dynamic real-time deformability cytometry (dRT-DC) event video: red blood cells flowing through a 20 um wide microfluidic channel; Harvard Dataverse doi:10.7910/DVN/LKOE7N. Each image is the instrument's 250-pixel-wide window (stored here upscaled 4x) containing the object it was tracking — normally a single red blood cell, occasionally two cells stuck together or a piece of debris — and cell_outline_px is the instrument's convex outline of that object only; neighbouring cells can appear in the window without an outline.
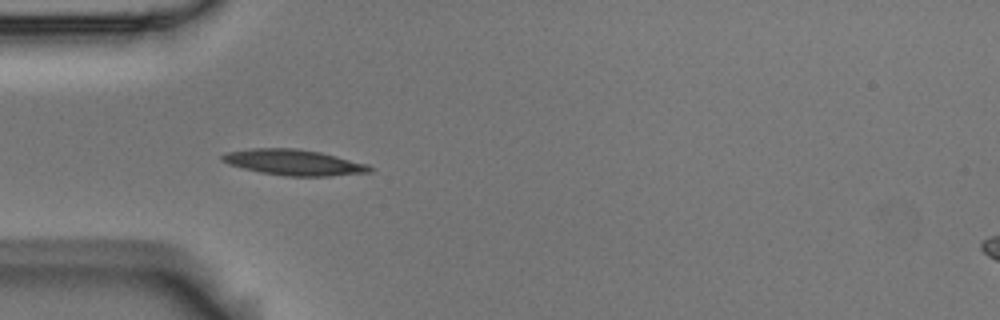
{"species": "Egyptian fruit bat (a non-hibernating species)", "species_latin": "Rousettus aegyptiacus", "temperature_condition": "room temperature", "stored_images_in_passage": 4, "camera_frame_rate_fps": 3000, "um_per_image_px": 0.085, "animal": {"sex": "male"}, "frame": {"image": 1, "passage_image": 4, "time_ms": 1.0, "image_size_px": [1000, 320], "cell_outline_px": [[376, 168], [372, 172], [328, 176], [284, 176], [260, 172], [228, 164], [220, 160], [220, 156], [228, 152], [252, 148], [292, 148], [320, 152], [368, 164]], "centroid_in_image_um": [25.0, 13.81], "position_along_channel_um": 60.0, "area_um2": 22.14}}